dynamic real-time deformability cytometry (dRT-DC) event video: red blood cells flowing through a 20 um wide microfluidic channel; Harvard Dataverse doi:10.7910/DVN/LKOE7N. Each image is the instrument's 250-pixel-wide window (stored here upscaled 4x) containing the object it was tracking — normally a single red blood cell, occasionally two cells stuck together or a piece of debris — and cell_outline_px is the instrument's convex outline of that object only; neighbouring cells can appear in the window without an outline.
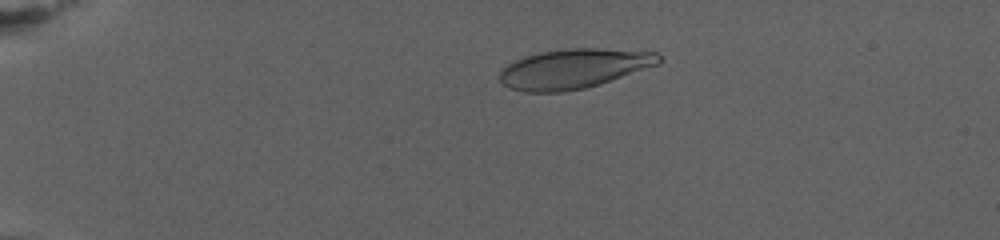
{"species": "human", "species_latin": "Homo sapiens", "temperature_condition": "warm", "stored_images_in_passage": 61, "camera_frame_rate_fps": 3000, "um_per_image_px": 0.085, "donor": {"sex": "female"}, "frame": {"image": 1, "passage_image": 11, "time_ms": 5.667, "image_size_px": [1000, 240], "cell_outline_px": [[660, 64], [600, 84], [584, 88], [564, 92], [524, 92], [508, 88], [500, 80], [500, 72], [508, 64], [516, 60], [540, 52], [572, 48], [596, 48], [656, 52], [660, 56]], "centroid_in_image_um": [48.79, 5.84], "position_along_channel_um": 36.2, "area_um2": 36.53}}
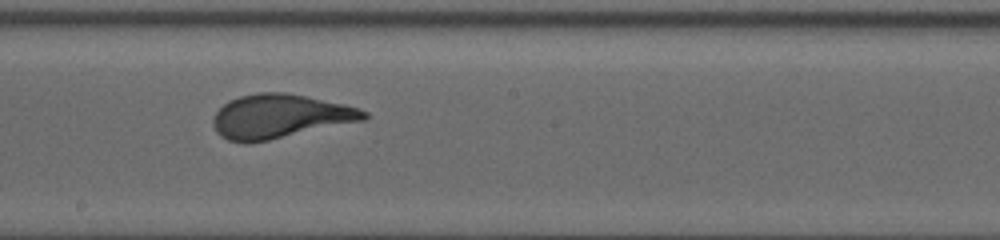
{"frame": {"image": 2, "passage_image": 34, "time_ms": 15.333, "image_size_px": [1000, 240], "cell_outline_px": [[368, 116], [364, 120], [268, 140], [248, 144], [228, 140], [220, 136], [216, 132], [212, 124], [212, 120], [216, 112], [224, 104], [240, 96], [256, 92], [284, 92], [344, 104], [360, 108], [368, 112]], "centroid_in_image_um": [23.76, 9.89], "position_along_channel_um": 224.4, "area_um2": 38.44}}
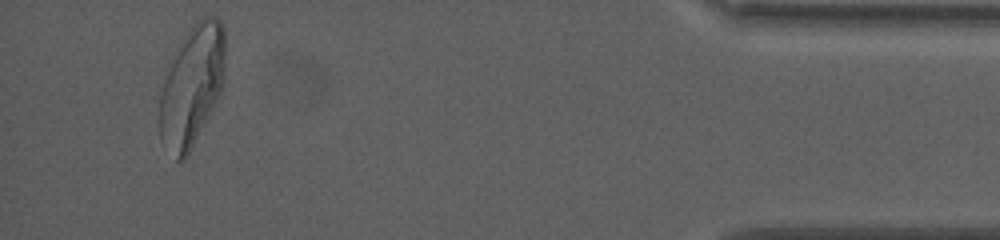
{"frame": {"image": 3, "passage_image": 58, "time_ms": 24.667, "image_size_px": [1000, 240], "cell_outline_px": [[224, 76], [220, 92], [216, 100], [184, 160], [180, 164], [176, 160], [160, 140], [156, 124], [160, 96], [168, 64], [192, 24], [196, 20], [204, 16], [216, 16], [220, 20], [224, 28]], "centroid_in_image_um": [16.26, 7.29], "position_along_channel_um": 418.9, "area_um2": 46.07}, "authors_computed_cell_mechanics": {"area_um2": 38.0324, "velocity_mm_per_s": 2.7001, "shape_relaxation_time_tau1_ms": 5.429, "shape_relaxation_time_tau2_ms": null, "deformation_change_tau1": 0.22, "deformation_change_tau2": null}}